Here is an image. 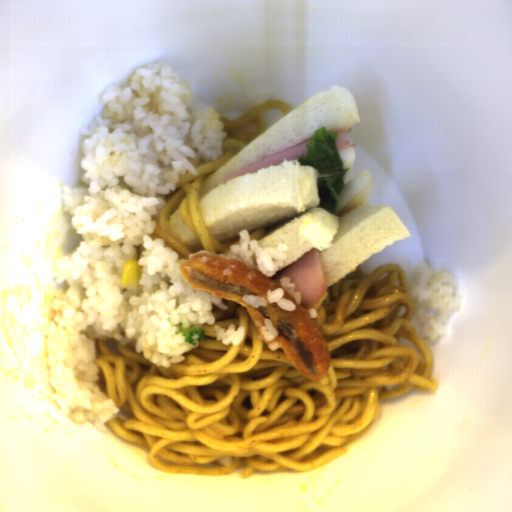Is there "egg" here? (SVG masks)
Here are the masks:
<instances>
[{"label":"egg","instance_id":"d2b9013d","mask_svg":"<svg viewBox=\"0 0 512 512\" xmlns=\"http://www.w3.org/2000/svg\"><path fill=\"white\" fill-rule=\"evenodd\" d=\"M374 185L371 174L361 171L352 177L345 185L338 196L335 214L343 216L348 211L360 208L369 198Z\"/></svg>","mask_w":512,"mask_h":512}]
</instances>
